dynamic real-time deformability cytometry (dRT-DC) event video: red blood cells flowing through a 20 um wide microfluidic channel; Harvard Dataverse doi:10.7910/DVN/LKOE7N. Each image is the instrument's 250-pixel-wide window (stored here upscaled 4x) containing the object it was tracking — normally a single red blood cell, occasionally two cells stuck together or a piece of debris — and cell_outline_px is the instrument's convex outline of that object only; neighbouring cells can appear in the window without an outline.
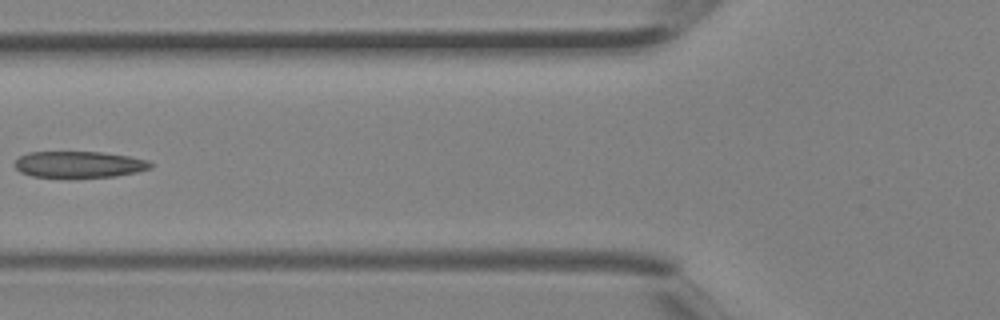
{"species": "Egyptian fruit bat (a non-hibernating species)", "species_latin": "Rousettus aegyptiacus", "temperature_condition": "room temperature", "stored_images_in_passage": 4, "camera_frame_rate_fps": 3000, "um_per_image_px": 0.085, "animal": {"sex": "female"}, "frame": {"image": 1, "passage_image": 4, "time_ms": 1.0, "image_size_px": [1000, 320], "cell_outline_px": [[152, 168], [136, 172], [116, 176], [32, 176], [20, 172], [16, 168], [16, 160], [20, 156], [28, 152], [104, 152], [128, 156], [148, 160], [152, 164]], "centroid_in_image_um": [6.75, 13.95], "position_along_channel_um": 119.1, "area_um2": 20.46}}